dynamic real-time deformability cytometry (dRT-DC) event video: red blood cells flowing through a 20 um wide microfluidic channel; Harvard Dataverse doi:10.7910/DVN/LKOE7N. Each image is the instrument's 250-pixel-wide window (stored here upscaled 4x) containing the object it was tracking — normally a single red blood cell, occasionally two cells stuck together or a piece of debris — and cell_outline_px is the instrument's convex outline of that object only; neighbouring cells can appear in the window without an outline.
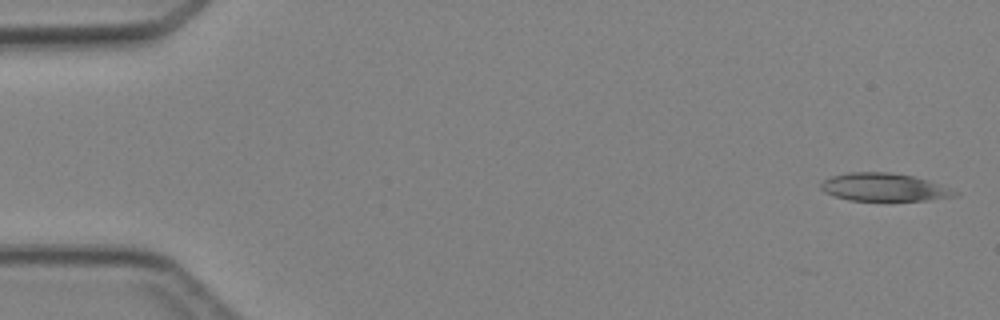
{"species": "Egyptian fruit bat (a non-hibernating species)", "species_latin": "Rousettus aegyptiacus", "temperature_condition": "cold", "stored_images_in_passage": 4, "camera_frame_rate_fps": 3000, "um_per_image_px": 0.085, "animal": {"sex": "female"}, "frame": {"image": 1, "passage_image": 1, "time_ms": 0.0, "image_size_px": [1000, 320], "cell_outline_px": [[960, 192], [956, 196], [924, 200], [848, 200], [832, 196], [824, 192], [820, 188], [820, 184], [824, 180], [832, 176], [848, 172], [888, 172], [912, 176], [928, 180]], "centroid_in_image_um": [75.11, 15.91], "position_along_channel_um": 9.9, "area_um2": 21.68}}
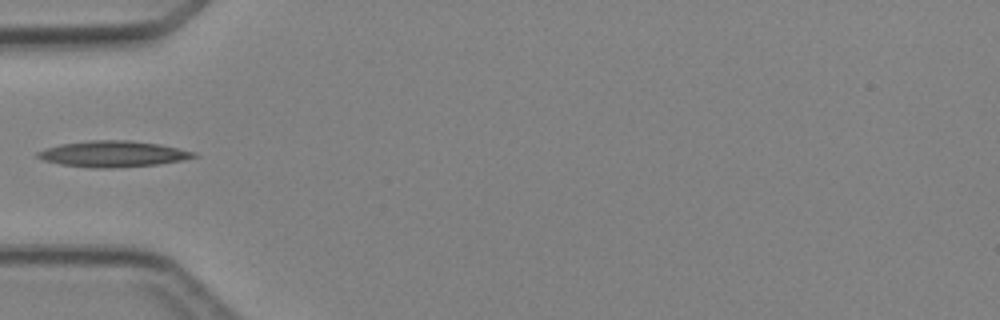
{"frame": {"image": 2, "passage_image": 4, "time_ms": 4.667, "image_size_px": [1000, 320], "cell_outline_px": [[200, 156], [184, 160], [156, 164], [112, 168], [88, 168], [60, 164], [44, 160], [36, 156], [36, 152], [44, 148], [60, 144], [92, 140], [128, 140], [160, 144], [196, 152]], "centroid_in_image_um": [9.6, 13.08], "position_along_channel_um": 75.4, "area_um2": 23.81}}